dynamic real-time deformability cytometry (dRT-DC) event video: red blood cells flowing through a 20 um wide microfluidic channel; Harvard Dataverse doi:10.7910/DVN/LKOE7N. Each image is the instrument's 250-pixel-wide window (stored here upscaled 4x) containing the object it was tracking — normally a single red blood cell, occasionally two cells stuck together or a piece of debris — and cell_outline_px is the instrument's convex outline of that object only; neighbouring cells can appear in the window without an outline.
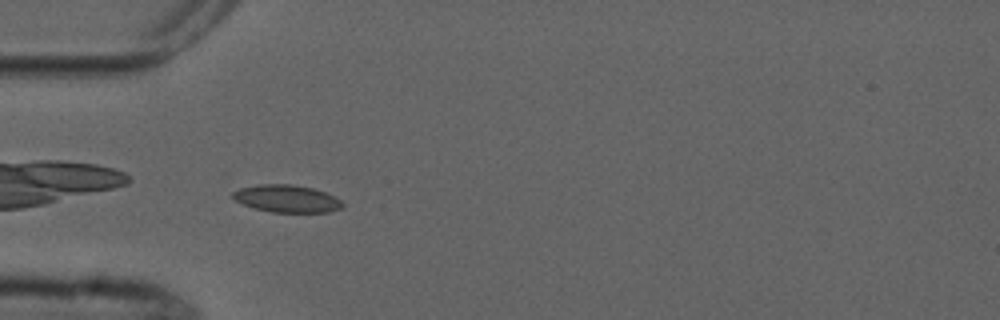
{"species": "common noctule bat (a hibernating species)", "species_latin": "Nyctalus noctula", "temperature_condition": "cold", "stored_images_in_passage": 6, "camera_frame_rate_fps": 3000, "um_per_image_px": 0.085, "animal": {"sex": "male", "forearm_length_mm": 52.5}, "frame": {"image": 1, "passage_image": 5, "time_ms": 4.667, "image_size_px": [1000, 320], "cell_outline_px": [[344, 208], [328, 212], [272, 212], [256, 208], [244, 204], [236, 200], [232, 196], [232, 192], [240, 188], [260, 184], [292, 184], [312, 188], [336, 196], [344, 204]], "centroid_in_image_um": [24.42, 16.88], "position_along_channel_um": 60.6, "area_um2": 17.46}}
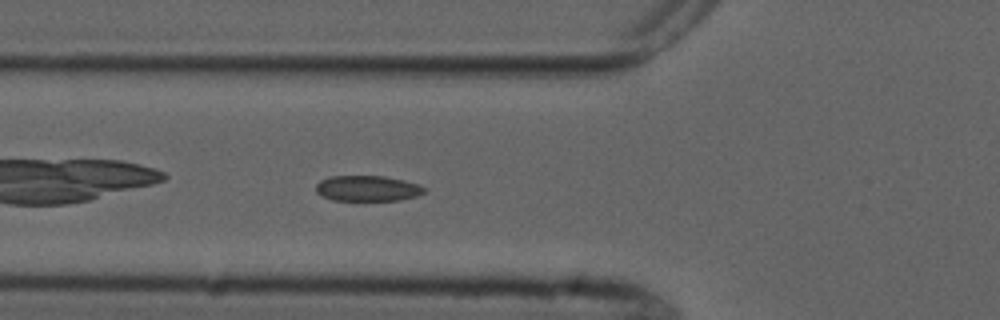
{"frame": {"image": 2, "passage_image": 6, "time_ms": 5.667, "image_size_px": [1000, 320], "cell_outline_px": [[428, 188], [424, 192], [416, 196], [400, 200], [332, 200], [320, 196], [316, 192], [316, 184], [320, 180], [328, 176], [384, 176], [404, 180], [420, 184]], "centroid_in_image_um": [31.23, 16.01], "position_along_channel_um": 94.6, "area_um2": 16.36}}